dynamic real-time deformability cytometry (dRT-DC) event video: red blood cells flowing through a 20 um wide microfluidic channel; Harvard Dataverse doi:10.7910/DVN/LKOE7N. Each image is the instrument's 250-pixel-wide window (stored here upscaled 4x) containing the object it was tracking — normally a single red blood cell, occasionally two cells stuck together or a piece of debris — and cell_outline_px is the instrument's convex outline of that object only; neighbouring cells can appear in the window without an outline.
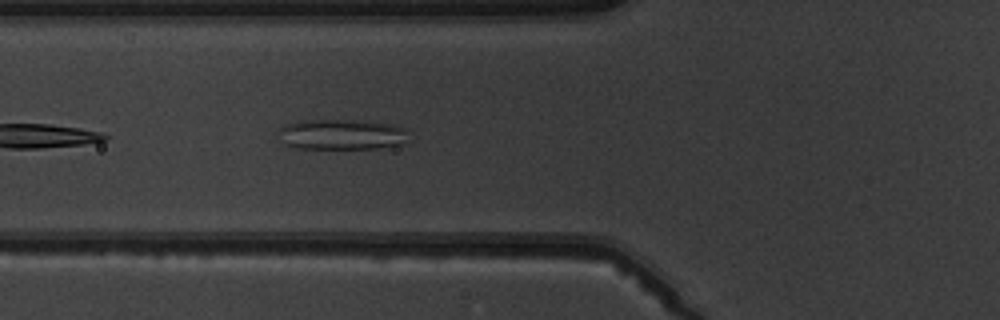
{"species": "common noctule bat (a hibernating species)", "species_latin": "Nyctalus noctula", "temperature_condition": "warm", "stored_images_in_passage": 5, "camera_frame_rate_fps": 3000, "um_per_image_px": 0.085, "animal": {"sex": "male", "body_mass_g": 19.5, "forearm_length_mm": 54.6}, "frame": {"image": 1, "passage_image": 5, "time_ms": 5.667, "image_size_px": [1000, 320], "cell_outline_px": [[404, 144], [376, 148], [292, 148], [284, 144], [280, 128], [284, 124], [296, 120], [368, 120], [392, 124], [404, 128]], "centroid_in_image_um": [29.0, 11.41], "position_along_channel_um": 96.8, "area_um2": 23.0}}